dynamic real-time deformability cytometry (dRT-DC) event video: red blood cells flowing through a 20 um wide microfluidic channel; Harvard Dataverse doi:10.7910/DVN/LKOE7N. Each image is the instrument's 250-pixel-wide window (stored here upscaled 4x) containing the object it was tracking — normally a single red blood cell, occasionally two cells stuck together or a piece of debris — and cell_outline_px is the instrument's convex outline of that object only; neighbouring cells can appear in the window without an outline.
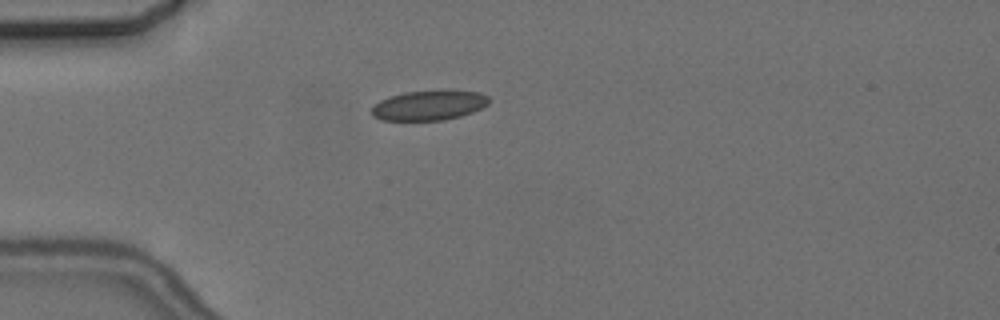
{"species": "common noctule bat (a hibernating species)", "species_latin": "Nyctalus noctula", "temperature_condition": "cold", "stored_images_in_passage": 2, "camera_frame_rate_fps": 3000, "um_per_image_px": 0.085, "animal": {"sex": "female", "body_mass_g": 24.6, "forearm_length_mm": 56.2}, "frame": {"image": 1, "passage_image": 2, "time_ms": 1.0, "image_size_px": [1000, 320], "cell_outline_px": [[488, 104], [472, 112], [460, 116], [444, 120], [380, 120], [372, 116], [372, 108], [380, 100], [388, 96], [404, 92], [440, 88], [452, 88], [480, 92], [488, 96]], "centroid_in_image_um": [36.49, 8.9], "position_along_channel_um": 48.5, "area_um2": 21.1}}